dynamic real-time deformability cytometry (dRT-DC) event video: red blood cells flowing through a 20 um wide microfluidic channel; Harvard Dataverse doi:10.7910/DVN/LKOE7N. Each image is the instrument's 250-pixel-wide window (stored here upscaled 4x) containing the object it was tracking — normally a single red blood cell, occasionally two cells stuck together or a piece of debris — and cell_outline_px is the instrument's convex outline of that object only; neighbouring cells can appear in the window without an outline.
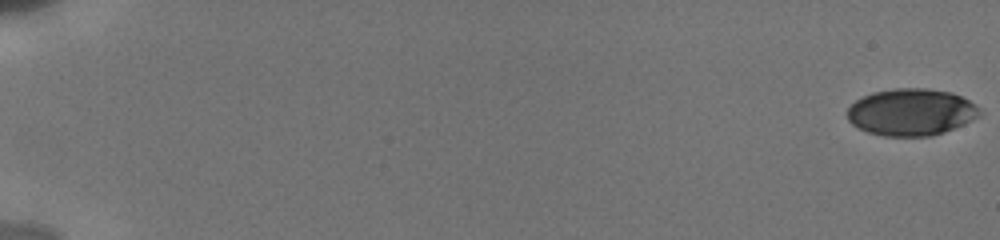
{"species": "human", "species_latin": "Homo sapiens", "temperature_condition": "cold", "stored_images_in_passage": 49, "camera_frame_rate_fps": 3000, "um_per_image_px": 0.085, "donor": {"sex": "male"}, "frame": {"image": 1, "passage_image": 1, "time_ms": 0.0, "image_size_px": [1000, 240], "cell_outline_px": [[980, 112], [976, 116], [964, 124], [944, 132], [932, 136], [884, 136], [868, 132], [852, 124], [848, 120], [848, 108], [856, 100], [872, 92], [896, 88], [928, 88], [952, 92], [968, 100]], "centroid_in_image_um": [77.41, 9.53], "position_along_channel_um": 7.6, "area_um2": 35.84}}
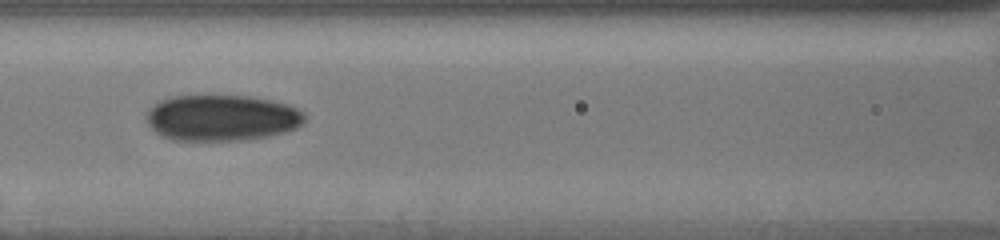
{"frame": {"image": 2, "passage_image": 28, "time_ms": 9.0, "image_size_px": [1000, 240], "cell_outline_px": [[308, 116], [296, 128], [284, 132], [268, 136], [244, 140], [172, 140], [160, 136], [148, 124], [144, 116], [160, 100], [176, 96], [252, 96], [272, 100], [288, 104], [304, 112]], "centroid_in_image_um": [18.87, 10.02], "position_along_channel_um": 147.7, "area_um2": 42.54}}
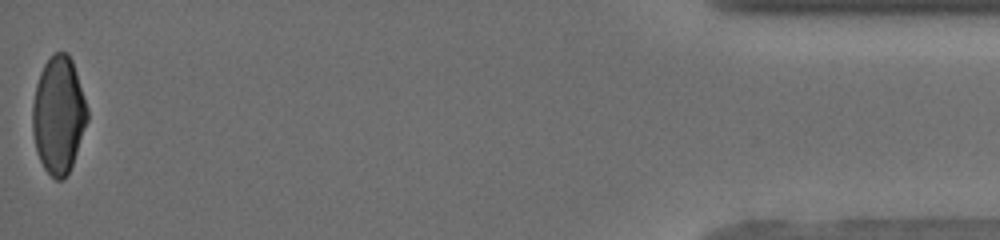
{"frame": {"image": 3, "passage_image": 49, "time_ms": 18.333, "image_size_px": [1000, 240], "cell_outline_px": [[88, 120], [72, 164], [64, 180], [56, 180], [44, 168], [36, 152], [32, 132], [32, 104], [36, 84], [40, 72], [44, 64], [56, 52], [68, 52], [72, 60], [88, 108]], "centroid_in_image_um": [4.96, 9.78], "position_along_channel_um": 430.2, "area_um2": 37.4}, "authors_computed_cell_mechanics": {"area_um2": 39.4774, "velocity_mm_per_s": 3.8628, "shape_relaxation_time_tau1_ms": 4.9837, "shape_relaxation_time_tau2_ms": 1.7022, "deformation_change_tau1": 0.1537, "deformation_change_tau2": 0.0572}}